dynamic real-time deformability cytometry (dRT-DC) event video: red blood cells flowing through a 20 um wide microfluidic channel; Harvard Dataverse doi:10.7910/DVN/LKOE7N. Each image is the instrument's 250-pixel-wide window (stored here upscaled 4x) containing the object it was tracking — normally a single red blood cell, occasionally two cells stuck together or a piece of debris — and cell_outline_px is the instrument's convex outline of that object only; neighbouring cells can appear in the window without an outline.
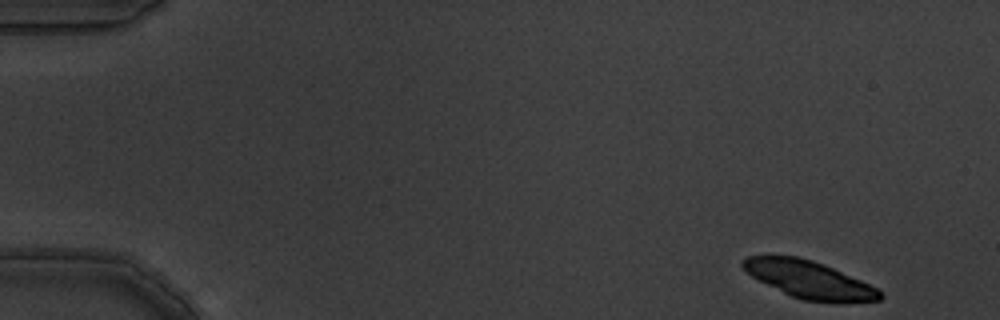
{"species": "common noctule bat (a hibernating species)", "species_latin": "Nyctalus noctula", "temperature_condition": "warm", "stored_images_in_passage": 5, "camera_frame_rate_fps": 3000, "um_per_image_px": 0.085, "animal": {"sex": "male", "body_mass_g": 19.5, "forearm_length_mm": 54.6}, "frame": {"image": 1, "passage_image": 1, "time_ms": 0.0, "image_size_px": [1000, 320], "cell_outline_px": [[884, 296], [880, 300], [840, 304], [804, 300], [792, 296], [752, 276], [740, 264], [740, 260], [748, 256], [796, 256], [812, 260], [824, 264], [860, 280], [876, 288]], "centroid_in_image_um": [68.82, 23.78], "position_along_channel_um": 16.2, "area_um2": 29.65}}